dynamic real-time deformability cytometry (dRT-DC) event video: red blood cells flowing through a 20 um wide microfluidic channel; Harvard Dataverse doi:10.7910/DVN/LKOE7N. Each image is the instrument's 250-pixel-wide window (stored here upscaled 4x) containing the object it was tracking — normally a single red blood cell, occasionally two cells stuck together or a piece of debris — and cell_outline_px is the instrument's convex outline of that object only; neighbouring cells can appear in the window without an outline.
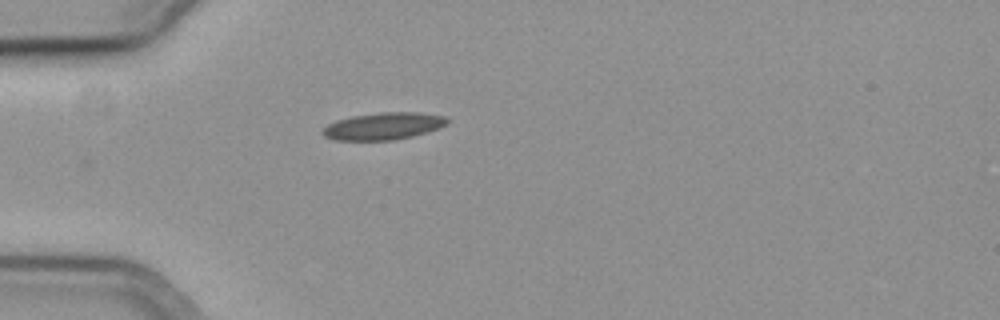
{"species": "common noctule bat (a hibernating species)", "species_latin": "Nyctalus noctula", "temperature_condition": "cold", "stored_images_in_passage": 40, "camera_frame_rate_fps": 3000, "um_per_image_px": 0.085, "animal": {"sex": "female", "body_mass_g": 19.3, "forearm_length_mm": 54.1}, "frame": {"image": 1, "passage_image": 1, "time_ms": 0.0, "image_size_px": [1000, 320], "cell_outline_px": [[448, 124], [440, 128], [412, 136], [392, 140], [336, 140], [324, 136], [320, 132], [328, 124], [336, 120], [352, 116], [380, 112], [420, 112], [444, 116], [448, 120]], "centroid_in_image_um": [32.59, 10.71], "position_along_channel_um": 52.4, "area_um2": 19.71}}
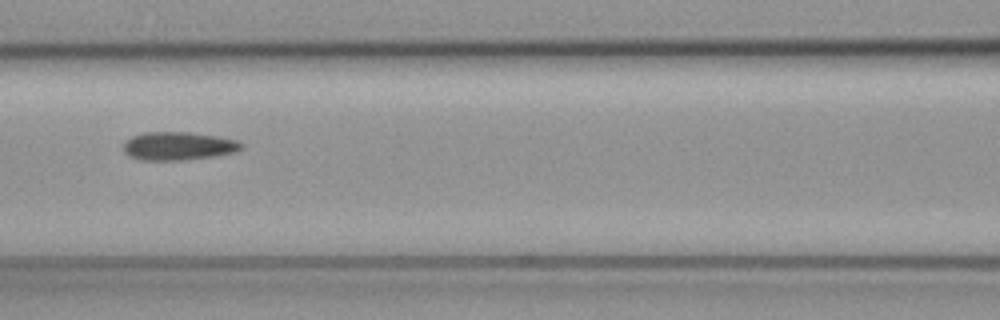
{"frame": {"image": 2, "passage_image": 10, "time_ms": 3.0, "image_size_px": [1000, 320], "cell_outline_px": [[244, 148], [236, 152], [212, 156], [184, 160], [140, 160], [128, 156], [124, 152], [124, 140], [132, 136], [144, 132], [188, 132], [216, 136], [236, 140], [244, 144]], "centroid_in_image_um": [15.14, 12.41], "position_along_channel_um": 151.5, "area_um2": 19.54}}
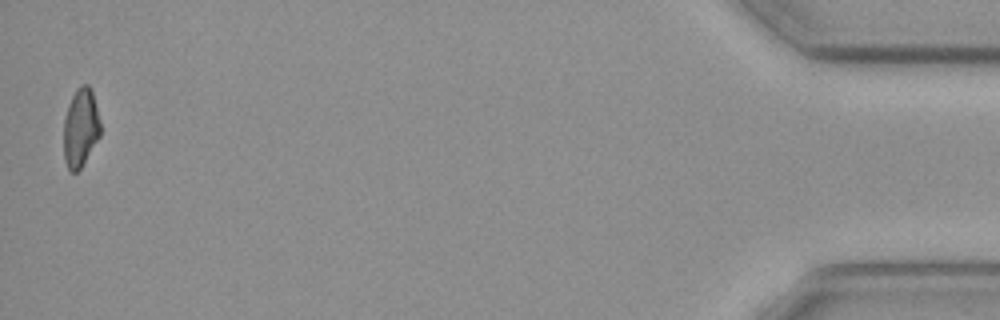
{"frame": {"image": 3, "passage_image": 40, "time_ms": 13.0, "image_size_px": [1000, 320], "cell_outline_px": [[100, 136], [80, 168], [76, 172], [68, 172], [64, 160], [64, 120], [68, 104], [76, 88], [80, 84], [88, 84], [92, 92], [100, 120]], "centroid_in_image_um": [6.84, 10.86], "position_along_channel_um": 428.4, "area_um2": 16.82}, "authors_computed_cell_mechanics": {"area_um2": 18.785, "velocity_mm_per_s": 3.7093, "shape_relaxation_time_tau1_ms": 3.7818, "shape_relaxation_time_tau2_ms": 4.2279, "deformation_change_tau1": 0.1049, "deformation_change_tau2": 0.098}}